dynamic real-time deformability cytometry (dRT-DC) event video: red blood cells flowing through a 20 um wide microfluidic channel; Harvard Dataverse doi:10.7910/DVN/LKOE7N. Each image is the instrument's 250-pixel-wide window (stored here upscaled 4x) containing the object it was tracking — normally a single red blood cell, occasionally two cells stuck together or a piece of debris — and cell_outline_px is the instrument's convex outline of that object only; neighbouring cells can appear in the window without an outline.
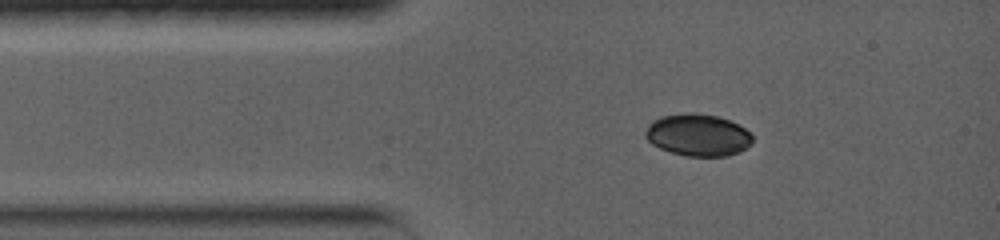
{"species": "common noctule bat (a hibernating species)", "species_latin": "Nyctalus noctula", "temperature_condition": "warm", "stored_images_in_passage": 11, "camera_frame_rate_fps": 5000, "um_per_image_px": 0.085, "animal": {"sex": "female", "body_mass_g": 19.0, "forearm_length_mm": 56.7}, "frame": {"image": 1, "passage_image": 2, "time_ms": 1.0, "image_size_px": [1000, 240], "cell_outline_px": [[752, 144], [740, 152], [728, 156], [688, 156], [672, 152], [660, 148], [652, 144], [644, 136], [644, 132], [648, 124], [652, 120], [660, 116], [684, 112], [692, 112], [720, 116], [740, 124], [752, 132]], "centroid_in_image_um": [59.34, 11.45], "position_along_channel_um": 25.7, "area_um2": 26.82}}
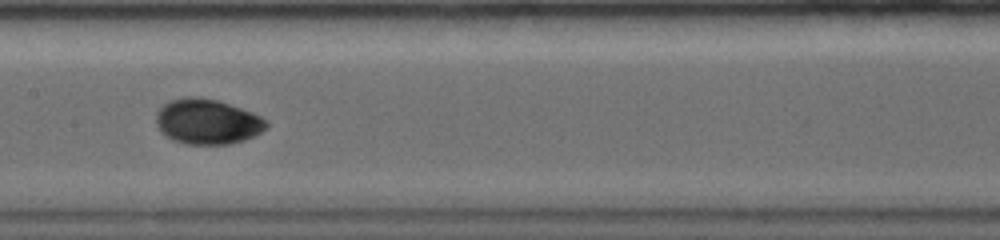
{"frame": {"image": 2, "passage_image": 7, "time_ms": 6.0, "image_size_px": [1000, 240], "cell_outline_px": [[268, 128], [244, 140], [228, 144], [184, 144], [172, 140], [164, 136], [160, 132], [156, 124], [156, 112], [168, 100], [184, 96], [196, 96], [216, 100], [252, 112], [268, 120]], "centroid_in_image_um": [17.58, 10.34], "position_along_channel_um": 189.8, "area_um2": 29.3}}
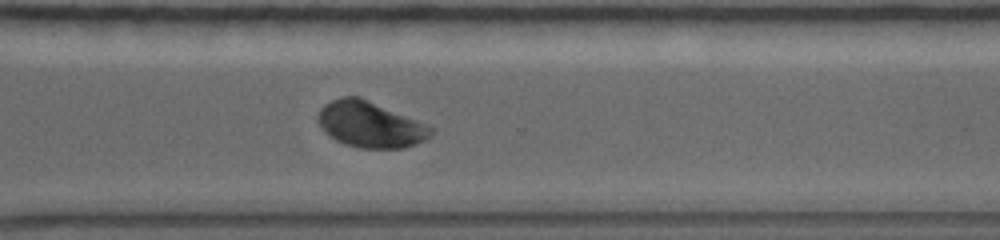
{"frame": {"image": 3, "passage_image": 11, "time_ms": 10.0, "image_size_px": [1000, 240], "cell_outline_px": [[432, 132], [424, 140], [416, 144], [404, 148], [360, 148], [344, 144], [336, 140], [316, 120], [316, 116], [320, 108], [324, 104], [340, 96], [360, 96], [428, 124], [432, 128]], "centroid_in_image_um": [31.47, 10.56], "position_along_channel_um": 339.1, "area_um2": 30.23}}